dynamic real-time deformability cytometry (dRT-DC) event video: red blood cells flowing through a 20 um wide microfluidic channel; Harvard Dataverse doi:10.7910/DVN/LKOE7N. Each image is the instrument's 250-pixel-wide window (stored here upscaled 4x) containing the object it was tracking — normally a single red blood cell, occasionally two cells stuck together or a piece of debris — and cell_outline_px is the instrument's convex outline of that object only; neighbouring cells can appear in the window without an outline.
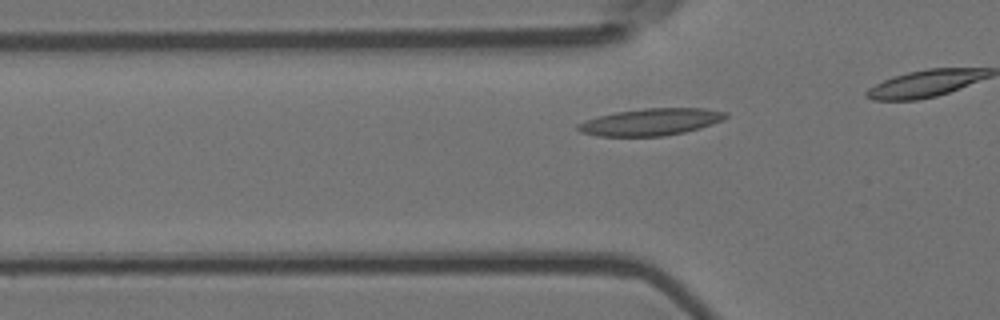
{"species": "Egyptian fruit bat (a non-hibernating species)", "species_latin": "Rousettus aegyptiacus", "temperature_condition": "room temperature", "stored_images_in_passage": 14, "camera_frame_rate_fps": 3000, "um_per_image_px": 0.085, "animal": {"sex": "female"}, "frame": {"image": 1, "passage_image": 8, "time_ms": 2.333, "image_size_px": [1000, 320], "cell_outline_px": [[728, 116], [724, 120], [700, 128], [684, 132], [664, 136], [596, 136], [580, 132], [576, 128], [576, 124], [584, 120], [596, 116], [616, 112], [644, 108], [704, 108], [728, 112]], "centroid_in_image_um": [55.3, 10.36], "position_along_channel_um": 70.5, "area_um2": 23.47}}
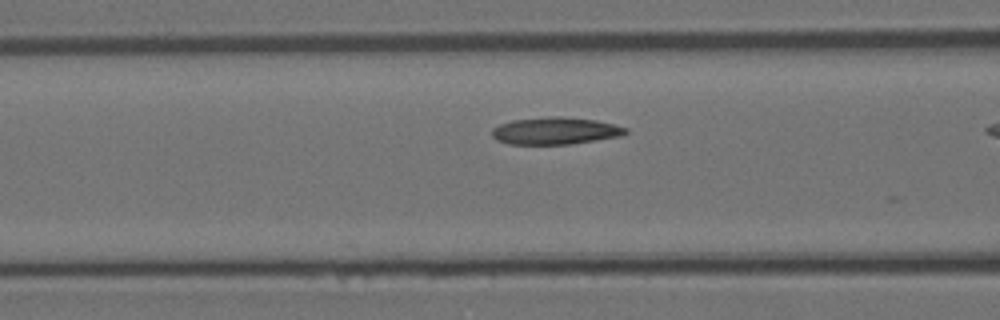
{"frame": {"image": 2, "passage_image": 12, "time_ms": 3.667, "image_size_px": [1000, 320], "cell_outline_px": [[628, 132], [620, 136], [568, 144], [508, 144], [496, 140], [492, 136], [492, 128], [500, 124], [512, 120], [548, 116], [560, 116], [596, 120], [628, 128]], "centroid_in_image_um": [47.16, 11.11], "position_along_channel_um": 119.4, "area_um2": 21.1}}